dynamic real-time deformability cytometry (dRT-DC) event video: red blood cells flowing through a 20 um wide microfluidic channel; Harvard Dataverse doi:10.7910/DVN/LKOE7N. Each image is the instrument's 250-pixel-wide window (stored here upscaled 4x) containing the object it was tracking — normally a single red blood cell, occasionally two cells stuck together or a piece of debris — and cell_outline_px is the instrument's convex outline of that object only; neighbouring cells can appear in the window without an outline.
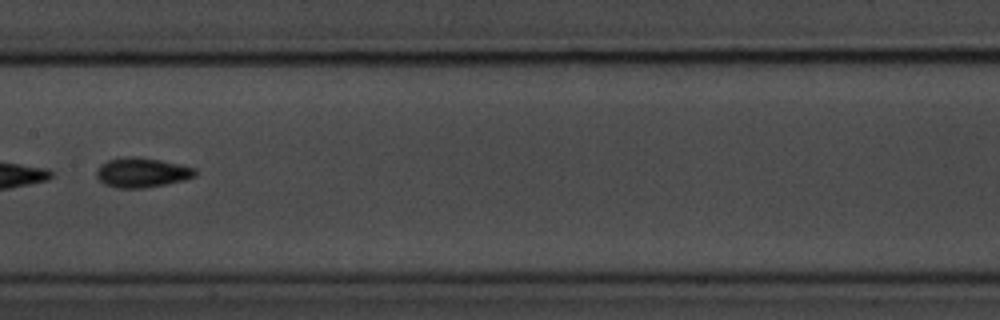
{"species": "common noctule bat (a hibernating species)", "species_latin": "Nyctalus noctula", "temperature_condition": "room temperature", "stored_images_in_passage": 8, "segment_of_instrument_passage": [2, 2], "camera_frame_rate_fps": 3000, "um_per_image_px": 0.085, "animal": {"sex": "male", "body_mass_g": 20.1, "forearm_length_mm": 53.5}, "frame": {"image": 1, "passage_image": 8, "time_ms": 8.0, "image_size_px": [1000, 320], "cell_outline_px": [[196, 176], [184, 180], [168, 184], [144, 188], [116, 188], [104, 184], [96, 176], [96, 168], [100, 164], [108, 160], [124, 156], [132, 156], [160, 160], [180, 164], [196, 168]], "centroid_in_image_um": [12.05, 14.67], "position_along_channel_um": 195.4, "area_um2": 17.28}}